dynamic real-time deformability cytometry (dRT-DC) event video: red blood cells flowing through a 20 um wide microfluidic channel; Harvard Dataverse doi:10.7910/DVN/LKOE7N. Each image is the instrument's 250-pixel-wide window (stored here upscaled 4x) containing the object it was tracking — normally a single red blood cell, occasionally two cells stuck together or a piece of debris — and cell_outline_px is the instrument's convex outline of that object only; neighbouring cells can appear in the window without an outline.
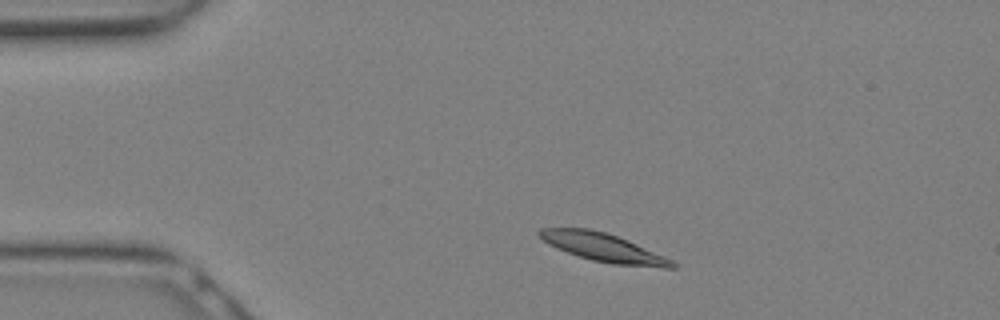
{"species": "Egyptian fruit bat (a non-hibernating species)", "species_latin": "Rousettus aegyptiacus", "temperature_condition": "warm", "stored_images_in_passage": 13, "camera_frame_rate_fps": 3000, "um_per_image_px": 0.085, "animal": {"sex": "female"}, "frame": {"image": 1, "passage_image": 3, "time_ms": 0.667, "image_size_px": [1000, 320], "cell_outline_px": [[676, 268], [664, 268], [612, 264], [592, 260], [556, 248], [548, 244], [536, 232], [540, 228], [588, 228], [604, 232], [616, 236], [664, 256], [672, 260], [676, 264]], "centroid_in_image_um": [51.26, 21.04], "position_along_channel_um": 33.7, "area_um2": 21.56}}
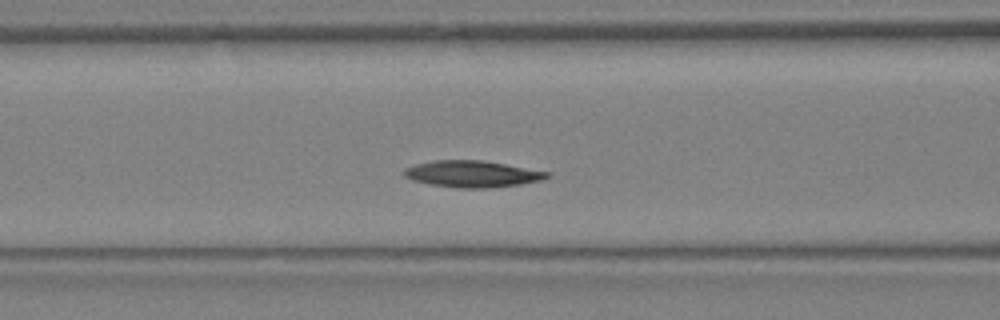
{"frame": {"image": 2, "passage_image": 9, "time_ms": 2.667, "image_size_px": [1000, 320], "cell_outline_px": [[552, 176], [544, 180], [520, 184], [488, 188], [456, 188], [428, 184], [412, 180], [404, 176], [404, 168], [416, 164], [436, 160], [480, 160], [552, 172]], "centroid_in_image_um": [40.18, 14.79], "position_along_channel_um": 126.4, "area_um2": 22.25}}
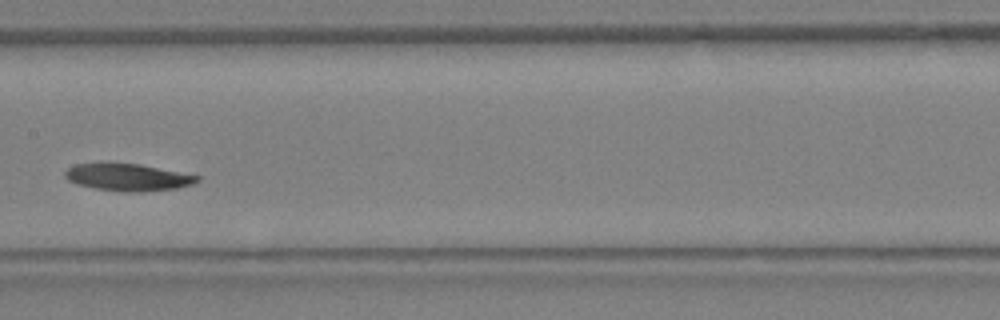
{"frame": {"image": 3, "passage_image": 12, "time_ms": 3.667, "image_size_px": [1000, 320], "cell_outline_px": [[200, 180], [192, 184], [176, 188], [140, 192], [124, 192], [96, 188], [76, 184], [68, 180], [64, 176], [64, 172], [68, 168], [76, 164], [140, 164], [200, 176]], "centroid_in_image_um": [10.87, 15.08], "position_along_channel_um": 196.5, "area_um2": 20.58}}